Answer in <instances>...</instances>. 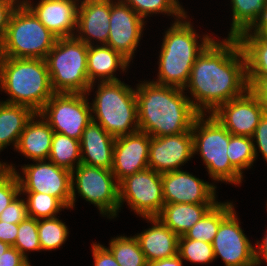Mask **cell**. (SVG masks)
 <instances>
[{
	"label": "cell",
	"mask_w": 267,
	"mask_h": 266,
	"mask_svg": "<svg viewBox=\"0 0 267 266\" xmlns=\"http://www.w3.org/2000/svg\"><path fill=\"white\" fill-rule=\"evenodd\" d=\"M183 90L190 91L193 107L205 115L242 96L248 90V82L246 59L238 38L213 39L198 55Z\"/></svg>",
	"instance_id": "6da1fadb"
},
{
	"label": "cell",
	"mask_w": 267,
	"mask_h": 266,
	"mask_svg": "<svg viewBox=\"0 0 267 266\" xmlns=\"http://www.w3.org/2000/svg\"><path fill=\"white\" fill-rule=\"evenodd\" d=\"M135 93L139 130L150 137H163L190 131L200 113L183 89L140 81Z\"/></svg>",
	"instance_id": "7a4b0ae2"
},
{
	"label": "cell",
	"mask_w": 267,
	"mask_h": 266,
	"mask_svg": "<svg viewBox=\"0 0 267 266\" xmlns=\"http://www.w3.org/2000/svg\"><path fill=\"white\" fill-rule=\"evenodd\" d=\"M186 18L187 15L174 21L165 31L158 59V78L152 80L156 84L184 89L198 55L214 39L209 34L200 38Z\"/></svg>",
	"instance_id": "3957f363"
},
{
	"label": "cell",
	"mask_w": 267,
	"mask_h": 266,
	"mask_svg": "<svg viewBox=\"0 0 267 266\" xmlns=\"http://www.w3.org/2000/svg\"><path fill=\"white\" fill-rule=\"evenodd\" d=\"M0 90L10 95L2 102L38 113L54 94L46 60L0 57Z\"/></svg>",
	"instance_id": "277c9868"
},
{
	"label": "cell",
	"mask_w": 267,
	"mask_h": 266,
	"mask_svg": "<svg viewBox=\"0 0 267 266\" xmlns=\"http://www.w3.org/2000/svg\"><path fill=\"white\" fill-rule=\"evenodd\" d=\"M98 83L96 97L90 103L92 120L115 138L138 131L135 89L121 80Z\"/></svg>",
	"instance_id": "5b68a950"
},
{
	"label": "cell",
	"mask_w": 267,
	"mask_h": 266,
	"mask_svg": "<svg viewBox=\"0 0 267 266\" xmlns=\"http://www.w3.org/2000/svg\"><path fill=\"white\" fill-rule=\"evenodd\" d=\"M192 136L193 155L200 154L214 181L235 186L242 183L243 175L231 165L227 155L229 131L212 114H200L195 119Z\"/></svg>",
	"instance_id": "8992f818"
},
{
	"label": "cell",
	"mask_w": 267,
	"mask_h": 266,
	"mask_svg": "<svg viewBox=\"0 0 267 266\" xmlns=\"http://www.w3.org/2000/svg\"><path fill=\"white\" fill-rule=\"evenodd\" d=\"M57 37L25 5L17 6L0 44V57L46 59Z\"/></svg>",
	"instance_id": "52a82bcc"
},
{
	"label": "cell",
	"mask_w": 267,
	"mask_h": 266,
	"mask_svg": "<svg viewBox=\"0 0 267 266\" xmlns=\"http://www.w3.org/2000/svg\"><path fill=\"white\" fill-rule=\"evenodd\" d=\"M88 49L75 36L57 38L45 59L54 93H87L91 85L87 75Z\"/></svg>",
	"instance_id": "ba28073f"
},
{
	"label": "cell",
	"mask_w": 267,
	"mask_h": 266,
	"mask_svg": "<svg viewBox=\"0 0 267 266\" xmlns=\"http://www.w3.org/2000/svg\"><path fill=\"white\" fill-rule=\"evenodd\" d=\"M118 184L110 169L80 163L71 172V208L75 207L78 193L81 198L98 207L103 217H117L120 212Z\"/></svg>",
	"instance_id": "9c48e42d"
},
{
	"label": "cell",
	"mask_w": 267,
	"mask_h": 266,
	"mask_svg": "<svg viewBox=\"0 0 267 266\" xmlns=\"http://www.w3.org/2000/svg\"><path fill=\"white\" fill-rule=\"evenodd\" d=\"M87 93H54L38 112L53 132L80 140L92 120Z\"/></svg>",
	"instance_id": "30bf717a"
},
{
	"label": "cell",
	"mask_w": 267,
	"mask_h": 266,
	"mask_svg": "<svg viewBox=\"0 0 267 266\" xmlns=\"http://www.w3.org/2000/svg\"><path fill=\"white\" fill-rule=\"evenodd\" d=\"M119 210L124 202L140 217H157L164 203L161 174L146 169L122 179L119 184Z\"/></svg>",
	"instance_id": "8fae6325"
},
{
	"label": "cell",
	"mask_w": 267,
	"mask_h": 266,
	"mask_svg": "<svg viewBox=\"0 0 267 266\" xmlns=\"http://www.w3.org/2000/svg\"><path fill=\"white\" fill-rule=\"evenodd\" d=\"M34 162L36 163L21 166L23 176L13 164H7V170L14 171L18 178L20 192L49 194L58 198L67 209L71 208V171L58 167L49 160Z\"/></svg>",
	"instance_id": "7c38bea8"
},
{
	"label": "cell",
	"mask_w": 267,
	"mask_h": 266,
	"mask_svg": "<svg viewBox=\"0 0 267 266\" xmlns=\"http://www.w3.org/2000/svg\"><path fill=\"white\" fill-rule=\"evenodd\" d=\"M240 224L235 210L220 223L212 242L214 257H221L225 266H256L255 246Z\"/></svg>",
	"instance_id": "4fadbf2b"
},
{
	"label": "cell",
	"mask_w": 267,
	"mask_h": 266,
	"mask_svg": "<svg viewBox=\"0 0 267 266\" xmlns=\"http://www.w3.org/2000/svg\"><path fill=\"white\" fill-rule=\"evenodd\" d=\"M145 23L146 21L122 0H111L110 30L106 45L131 62L143 35Z\"/></svg>",
	"instance_id": "5bb4252c"
},
{
	"label": "cell",
	"mask_w": 267,
	"mask_h": 266,
	"mask_svg": "<svg viewBox=\"0 0 267 266\" xmlns=\"http://www.w3.org/2000/svg\"><path fill=\"white\" fill-rule=\"evenodd\" d=\"M193 158V136L190 131L163 137H150L148 168L164 174L181 170Z\"/></svg>",
	"instance_id": "9a60e30c"
},
{
	"label": "cell",
	"mask_w": 267,
	"mask_h": 266,
	"mask_svg": "<svg viewBox=\"0 0 267 266\" xmlns=\"http://www.w3.org/2000/svg\"><path fill=\"white\" fill-rule=\"evenodd\" d=\"M266 111L247 90L242 96L221 104L212 115L232 134L252 137Z\"/></svg>",
	"instance_id": "2e32d148"
},
{
	"label": "cell",
	"mask_w": 267,
	"mask_h": 266,
	"mask_svg": "<svg viewBox=\"0 0 267 266\" xmlns=\"http://www.w3.org/2000/svg\"><path fill=\"white\" fill-rule=\"evenodd\" d=\"M165 204L217 203L216 186L189 172L176 170L161 174Z\"/></svg>",
	"instance_id": "e0dca14e"
},
{
	"label": "cell",
	"mask_w": 267,
	"mask_h": 266,
	"mask_svg": "<svg viewBox=\"0 0 267 266\" xmlns=\"http://www.w3.org/2000/svg\"><path fill=\"white\" fill-rule=\"evenodd\" d=\"M150 136L140 130L115 138L112 173L117 182L148 169Z\"/></svg>",
	"instance_id": "ac0fdd59"
},
{
	"label": "cell",
	"mask_w": 267,
	"mask_h": 266,
	"mask_svg": "<svg viewBox=\"0 0 267 266\" xmlns=\"http://www.w3.org/2000/svg\"><path fill=\"white\" fill-rule=\"evenodd\" d=\"M80 0H40L36 5L25 0V5L57 38L75 35Z\"/></svg>",
	"instance_id": "d6986e66"
},
{
	"label": "cell",
	"mask_w": 267,
	"mask_h": 266,
	"mask_svg": "<svg viewBox=\"0 0 267 266\" xmlns=\"http://www.w3.org/2000/svg\"><path fill=\"white\" fill-rule=\"evenodd\" d=\"M111 0H88L78 6L75 37L88 46L107 44L110 30ZM78 33V34H76ZM93 42V43H92Z\"/></svg>",
	"instance_id": "ffe728a7"
},
{
	"label": "cell",
	"mask_w": 267,
	"mask_h": 266,
	"mask_svg": "<svg viewBox=\"0 0 267 266\" xmlns=\"http://www.w3.org/2000/svg\"><path fill=\"white\" fill-rule=\"evenodd\" d=\"M79 141L81 163L112 169L115 137L110 135L99 123L91 120Z\"/></svg>",
	"instance_id": "44dd1931"
},
{
	"label": "cell",
	"mask_w": 267,
	"mask_h": 266,
	"mask_svg": "<svg viewBox=\"0 0 267 266\" xmlns=\"http://www.w3.org/2000/svg\"><path fill=\"white\" fill-rule=\"evenodd\" d=\"M152 224L139 234H135L147 262L169 258L178 254L179 236L165 226L158 217H144Z\"/></svg>",
	"instance_id": "7402d4cb"
},
{
	"label": "cell",
	"mask_w": 267,
	"mask_h": 266,
	"mask_svg": "<svg viewBox=\"0 0 267 266\" xmlns=\"http://www.w3.org/2000/svg\"><path fill=\"white\" fill-rule=\"evenodd\" d=\"M129 64L130 62L125 57L106 44L89 46L87 75L91 85L87 95L92 89H95L93 86L96 85L97 80V82L119 81L120 79L116 77L115 72L119 69L123 73L127 72L125 70L128 69Z\"/></svg>",
	"instance_id": "603a6c76"
},
{
	"label": "cell",
	"mask_w": 267,
	"mask_h": 266,
	"mask_svg": "<svg viewBox=\"0 0 267 266\" xmlns=\"http://www.w3.org/2000/svg\"><path fill=\"white\" fill-rule=\"evenodd\" d=\"M53 135L50 125L35 113L21 133L15 150L32 161L48 160Z\"/></svg>",
	"instance_id": "cb8c5ba5"
},
{
	"label": "cell",
	"mask_w": 267,
	"mask_h": 266,
	"mask_svg": "<svg viewBox=\"0 0 267 266\" xmlns=\"http://www.w3.org/2000/svg\"><path fill=\"white\" fill-rule=\"evenodd\" d=\"M216 203L164 204L158 219L178 236L193 227Z\"/></svg>",
	"instance_id": "d4e9b609"
},
{
	"label": "cell",
	"mask_w": 267,
	"mask_h": 266,
	"mask_svg": "<svg viewBox=\"0 0 267 266\" xmlns=\"http://www.w3.org/2000/svg\"><path fill=\"white\" fill-rule=\"evenodd\" d=\"M34 114L28 106L0 101V152L11 143L16 148L21 133Z\"/></svg>",
	"instance_id": "484cf974"
},
{
	"label": "cell",
	"mask_w": 267,
	"mask_h": 266,
	"mask_svg": "<svg viewBox=\"0 0 267 266\" xmlns=\"http://www.w3.org/2000/svg\"><path fill=\"white\" fill-rule=\"evenodd\" d=\"M237 38L246 59V76L267 77V38L255 29L245 31Z\"/></svg>",
	"instance_id": "4316f807"
},
{
	"label": "cell",
	"mask_w": 267,
	"mask_h": 266,
	"mask_svg": "<svg viewBox=\"0 0 267 266\" xmlns=\"http://www.w3.org/2000/svg\"><path fill=\"white\" fill-rule=\"evenodd\" d=\"M232 23L228 37L254 29L267 10V0H231Z\"/></svg>",
	"instance_id": "83f0119b"
},
{
	"label": "cell",
	"mask_w": 267,
	"mask_h": 266,
	"mask_svg": "<svg viewBox=\"0 0 267 266\" xmlns=\"http://www.w3.org/2000/svg\"><path fill=\"white\" fill-rule=\"evenodd\" d=\"M235 209L233 202H217L196 224L179 239L212 243L220 223Z\"/></svg>",
	"instance_id": "f1b7e54d"
},
{
	"label": "cell",
	"mask_w": 267,
	"mask_h": 266,
	"mask_svg": "<svg viewBox=\"0 0 267 266\" xmlns=\"http://www.w3.org/2000/svg\"><path fill=\"white\" fill-rule=\"evenodd\" d=\"M48 160L72 172L81 163L80 141L54 132Z\"/></svg>",
	"instance_id": "f546056e"
},
{
	"label": "cell",
	"mask_w": 267,
	"mask_h": 266,
	"mask_svg": "<svg viewBox=\"0 0 267 266\" xmlns=\"http://www.w3.org/2000/svg\"><path fill=\"white\" fill-rule=\"evenodd\" d=\"M120 266H147L144 253L135 236H118L106 247Z\"/></svg>",
	"instance_id": "4dcf8cb0"
},
{
	"label": "cell",
	"mask_w": 267,
	"mask_h": 266,
	"mask_svg": "<svg viewBox=\"0 0 267 266\" xmlns=\"http://www.w3.org/2000/svg\"><path fill=\"white\" fill-rule=\"evenodd\" d=\"M129 5L143 20L153 14H168L178 21L187 15L178 0H122Z\"/></svg>",
	"instance_id": "1f68e13d"
},
{
	"label": "cell",
	"mask_w": 267,
	"mask_h": 266,
	"mask_svg": "<svg viewBox=\"0 0 267 266\" xmlns=\"http://www.w3.org/2000/svg\"><path fill=\"white\" fill-rule=\"evenodd\" d=\"M227 155L231 165L243 175V170L251 168L256 161L252 137L232 135L229 132Z\"/></svg>",
	"instance_id": "d6a6232c"
},
{
	"label": "cell",
	"mask_w": 267,
	"mask_h": 266,
	"mask_svg": "<svg viewBox=\"0 0 267 266\" xmlns=\"http://www.w3.org/2000/svg\"><path fill=\"white\" fill-rule=\"evenodd\" d=\"M69 229L57 217L38 219V236L41 250L49 251L61 247L67 240Z\"/></svg>",
	"instance_id": "836d02e7"
},
{
	"label": "cell",
	"mask_w": 267,
	"mask_h": 266,
	"mask_svg": "<svg viewBox=\"0 0 267 266\" xmlns=\"http://www.w3.org/2000/svg\"><path fill=\"white\" fill-rule=\"evenodd\" d=\"M26 196L28 217L35 219L53 218L67 207L56 197L39 192H20Z\"/></svg>",
	"instance_id": "e575fe53"
},
{
	"label": "cell",
	"mask_w": 267,
	"mask_h": 266,
	"mask_svg": "<svg viewBox=\"0 0 267 266\" xmlns=\"http://www.w3.org/2000/svg\"><path fill=\"white\" fill-rule=\"evenodd\" d=\"M178 255L182 260L201 265L215 260L212 243L193 239L178 240Z\"/></svg>",
	"instance_id": "d590c367"
},
{
	"label": "cell",
	"mask_w": 267,
	"mask_h": 266,
	"mask_svg": "<svg viewBox=\"0 0 267 266\" xmlns=\"http://www.w3.org/2000/svg\"><path fill=\"white\" fill-rule=\"evenodd\" d=\"M27 260V251H41L38 236V219L27 217L18 224V232L13 245Z\"/></svg>",
	"instance_id": "8d00e7d4"
},
{
	"label": "cell",
	"mask_w": 267,
	"mask_h": 266,
	"mask_svg": "<svg viewBox=\"0 0 267 266\" xmlns=\"http://www.w3.org/2000/svg\"><path fill=\"white\" fill-rule=\"evenodd\" d=\"M20 194V185L14 171L0 175V214Z\"/></svg>",
	"instance_id": "74e56055"
},
{
	"label": "cell",
	"mask_w": 267,
	"mask_h": 266,
	"mask_svg": "<svg viewBox=\"0 0 267 266\" xmlns=\"http://www.w3.org/2000/svg\"><path fill=\"white\" fill-rule=\"evenodd\" d=\"M19 194L13 199L10 204L0 214V220L3 222L19 224L21 221L28 217L27 214V203L25 199H21ZM20 197V198H19Z\"/></svg>",
	"instance_id": "f35d334b"
},
{
	"label": "cell",
	"mask_w": 267,
	"mask_h": 266,
	"mask_svg": "<svg viewBox=\"0 0 267 266\" xmlns=\"http://www.w3.org/2000/svg\"><path fill=\"white\" fill-rule=\"evenodd\" d=\"M252 140L254 145L255 158L257 159V154L258 152H260L263 156V159H265V161L267 162V111H265L261 116L259 124L257 125L252 136ZM257 148L259 150H257Z\"/></svg>",
	"instance_id": "ab89813d"
},
{
	"label": "cell",
	"mask_w": 267,
	"mask_h": 266,
	"mask_svg": "<svg viewBox=\"0 0 267 266\" xmlns=\"http://www.w3.org/2000/svg\"><path fill=\"white\" fill-rule=\"evenodd\" d=\"M248 90L260 101L267 111V77H247Z\"/></svg>",
	"instance_id": "60d3db41"
},
{
	"label": "cell",
	"mask_w": 267,
	"mask_h": 266,
	"mask_svg": "<svg viewBox=\"0 0 267 266\" xmlns=\"http://www.w3.org/2000/svg\"><path fill=\"white\" fill-rule=\"evenodd\" d=\"M94 266H120L106 246L100 243L92 244Z\"/></svg>",
	"instance_id": "b9f144b4"
},
{
	"label": "cell",
	"mask_w": 267,
	"mask_h": 266,
	"mask_svg": "<svg viewBox=\"0 0 267 266\" xmlns=\"http://www.w3.org/2000/svg\"><path fill=\"white\" fill-rule=\"evenodd\" d=\"M0 266H31L15 247L10 246L0 257Z\"/></svg>",
	"instance_id": "7bdbcfd3"
},
{
	"label": "cell",
	"mask_w": 267,
	"mask_h": 266,
	"mask_svg": "<svg viewBox=\"0 0 267 266\" xmlns=\"http://www.w3.org/2000/svg\"><path fill=\"white\" fill-rule=\"evenodd\" d=\"M16 7L13 2L0 0V44L4 39L10 16Z\"/></svg>",
	"instance_id": "ee69618b"
},
{
	"label": "cell",
	"mask_w": 267,
	"mask_h": 266,
	"mask_svg": "<svg viewBox=\"0 0 267 266\" xmlns=\"http://www.w3.org/2000/svg\"><path fill=\"white\" fill-rule=\"evenodd\" d=\"M18 224L3 222L0 220V241L13 246L16 241Z\"/></svg>",
	"instance_id": "f6af8a7d"
},
{
	"label": "cell",
	"mask_w": 267,
	"mask_h": 266,
	"mask_svg": "<svg viewBox=\"0 0 267 266\" xmlns=\"http://www.w3.org/2000/svg\"><path fill=\"white\" fill-rule=\"evenodd\" d=\"M260 241L256 242V248L255 249V265L261 266L262 262H266L267 264V229L266 234L262 238V243H259Z\"/></svg>",
	"instance_id": "bcb514c9"
},
{
	"label": "cell",
	"mask_w": 267,
	"mask_h": 266,
	"mask_svg": "<svg viewBox=\"0 0 267 266\" xmlns=\"http://www.w3.org/2000/svg\"><path fill=\"white\" fill-rule=\"evenodd\" d=\"M183 260L177 254L169 258L147 262V266H183Z\"/></svg>",
	"instance_id": "7dc6e473"
},
{
	"label": "cell",
	"mask_w": 267,
	"mask_h": 266,
	"mask_svg": "<svg viewBox=\"0 0 267 266\" xmlns=\"http://www.w3.org/2000/svg\"><path fill=\"white\" fill-rule=\"evenodd\" d=\"M262 37L267 38V10L260 23L254 28Z\"/></svg>",
	"instance_id": "c3c4849f"
},
{
	"label": "cell",
	"mask_w": 267,
	"mask_h": 266,
	"mask_svg": "<svg viewBox=\"0 0 267 266\" xmlns=\"http://www.w3.org/2000/svg\"><path fill=\"white\" fill-rule=\"evenodd\" d=\"M10 247L8 243L0 241V257L2 256L3 253Z\"/></svg>",
	"instance_id": "681fc988"
},
{
	"label": "cell",
	"mask_w": 267,
	"mask_h": 266,
	"mask_svg": "<svg viewBox=\"0 0 267 266\" xmlns=\"http://www.w3.org/2000/svg\"><path fill=\"white\" fill-rule=\"evenodd\" d=\"M6 2H13L16 6H21L25 3V0H1Z\"/></svg>",
	"instance_id": "f907efd6"
},
{
	"label": "cell",
	"mask_w": 267,
	"mask_h": 266,
	"mask_svg": "<svg viewBox=\"0 0 267 266\" xmlns=\"http://www.w3.org/2000/svg\"><path fill=\"white\" fill-rule=\"evenodd\" d=\"M7 170V164L5 162L0 161V175L3 174Z\"/></svg>",
	"instance_id": "816d5d0a"
}]
</instances>
